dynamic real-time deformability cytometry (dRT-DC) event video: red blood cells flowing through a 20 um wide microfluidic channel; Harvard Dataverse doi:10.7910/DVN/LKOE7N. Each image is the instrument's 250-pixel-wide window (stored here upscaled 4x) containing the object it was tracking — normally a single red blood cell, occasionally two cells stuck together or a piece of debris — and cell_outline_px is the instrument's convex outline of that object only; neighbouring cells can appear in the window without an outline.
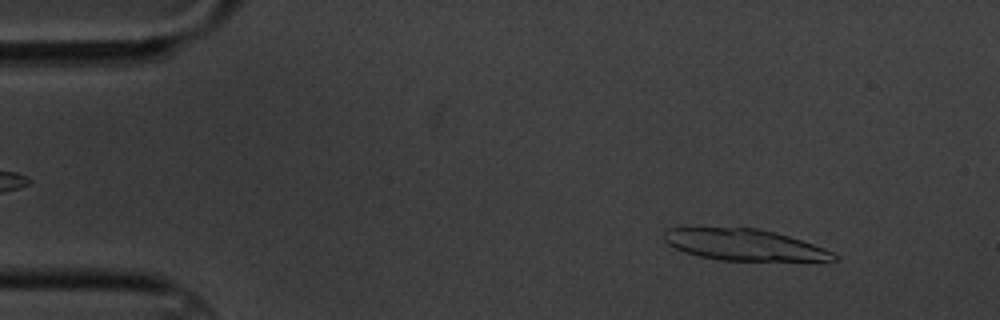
{"species": "common noctule bat (a hibernating species)", "species_latin": "Nyctalus noctula", "temperature_condition": "cold", "stored_images_in_passage": 5, "segment_of_instrument_passage": [1, 2], "camera_frame_rate_fps": 3000, "um_per_image_px": 0.085, "animal": {"sex": "male", "body_mass_g": 20.1, "forearm_length_mm": 53.5}, "frame": {"image": 1, "passage_image": 1, "time_ms": 0.0, "image_size_px": [1000, 320], "cell_outline_px": [[840, 256], [836, 260], [720, 260], [700, 256], [684, 252], [668, 244], [664, 240], [664, 232], [668, 228], [688, 224], [756, 228], [788, 236], [824, 248]], "centroid_in_image_um": [63.09, 20.75], "position_along_channel_um": 21.9, "area_um2": 31.62}}